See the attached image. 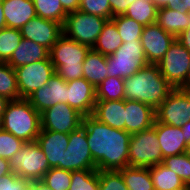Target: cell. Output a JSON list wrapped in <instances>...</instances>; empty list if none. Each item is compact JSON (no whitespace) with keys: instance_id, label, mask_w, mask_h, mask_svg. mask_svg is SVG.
Returning a JSON list of instances; mask_svg holds the SVG:
<instances>
[{"instance_id":"ac0fdd59","label":"cell","mask_w":190,"mask_h":190,"mask_svg":"<svg viewBox=\"0 0 190 190\" xmlns=\"http://www.w3.org/2000/svg\"><path fill=\"white\" fill-rule=\"evenodd\" d=\"M36 142L46 155L50 168L63 169V155L69 144V134L41 130Z\"/></svg>"},{"instance_id":"74e56055","label":"cell","mask_w":190,"mask_h":190,"mask_svg":"<svg viewBox=\"0 0 190 190\" xmlns=\"http://www.w3.org/2000/svg\"><path fill=\"white\" fill-rule=\"evenodd\" d=\"M24 141L16 138L11 133L3 130L0 127V157L4 159L12 158L17 152L20 151L24 145Z\"/></svg>"},{"instance_id":"e0dca14e","label":"cell","mask_w":190,"mask_h":190,"mask_svg":"<svg viewBox=\"0 0 190 190\" xmlns=\"http://www.w3.org/2000/svg\"><path fill=\"white\" fill-rule=\"evenodd\" d=\"M96 88L84 77L67 82V104L83 116L93 114Z\"/></svg>"},{"instance_id":"f6af8a7d","label":"cell","mask_w":190,"mask_h":190,"mask_svg":"<svg viewBox=\"0 0 190 190\" xmlns=\"http://www.w3.org/2000/svg\"><path fill=\"white\" fill-rule=\"evenodd\" d=\"M185 48L190 51V12L189 27L176 38Z\"/></svg>"},{"instance_id":"7c38bea8","label":"cell","mask_w":190,"mask_h":190,"mask_svg":"<svg viewBox=\"0 0 190 190\" xmlns=\"http://www.w3.org/2000/svg\"><path fill=\"white\" fill-rule=\"evenodd\" d=\"M63 169L97 170L88 146L86 131L82 125L69 133V144L63 155Z\"/></svg>"},{"instance_id":"ab89813d","label":"cell","mask_w":190,"mask_h":190,"mask_svg":"<svg viewBox=\"0 0 190 190\" xmlns=\"http://www.w3.org/2000/svg\"><path fill=\"white\" fill-rule=\"evenodd\" d=\"M99 190H128L118 170L98 171Z\"/></svg>"},{"instance_id":"c3c4849f","label":"cell","mask_w":190,"mask_h":190,"mask_svg":"<svg viewBox=\"0 0 190 190\" xmlns=\"http://www.w3.org/2000/svg\"><path fill=\"white\" fill-rule=\"evenodd\" d=\"M9 102H10L9 99L5 98L4 96H2L0 94V121H1V119L3 117V113L6 110V107H7Z\"/></svg>"},{"instance_id":"7dc6e473","label":"cell","mask_w":190,"mask_h":190,"mask_svg":"<svg viewBox=\"0 0 190 190\" xmlns=\"http://www.w3.org/2000/svg\"><path fill=\"white\" fill-rule=\"evenodd\" d=\"M28 190H51L41 180L30 181Z\"/></svg>"},{"instance_id":"3957f363","label":"cell","mask_w":190,"mask_h":190,"mask_svg":"<svg viewBox=\"0 0 190 190\" xmlns=\"http://www.w3.org/2000/svg\"><path fill=\"white\" fill-rule=\"evenodd\" d=\"M0 127L24 142H33L41 132V114L27 99L10 101Z\"/></svg>"},{"instance_id":"9a60e30c","label":"cell","mask_w":190,"mask_h":190,"mask_svg":"<svg viewBox=\"0 0 190 190\" xmlns=\"http://www.w3.org/2000/svg\"><path fill=\"white\" fill-rule=\"evenodd\" d=\"M22 38L43 45L48 50L63 34V25L36 16L29 20L21 29Z\"/></svg>"},{"instance_id":"db71d44e","label":"cell","mask_w":190,"mask_h":190,"mask_svg":"<svg viewBox=\"0 0 190 190\" xmlns=\"http://www.w3.org/2000/svg\"><path fill=\"white\" fill-rule=\"evenodd\" d=\"M187 152L190 153V142L188 143V146H187Z\"/></svg>"},{"instance_id":"4316f807","label":"cell","mask_w":190,"mask_h":190,"mask_svg":"<svg viewBox=\"0 0 190 190\" xmlns=\"http://www.w3.org/2000/svg\"><path fill=\"white\" fill-rule=\"evenodd\" d=\"M122 43L115 23L112 20H107L92 49L104 56H109L112 55Z\"/></svg>"},{"instance_id":"ffe728a7","label":"cell","mask_w":190,"mask_h":190,"mask_svg":"<svg viewBox=\"0 0 190 190\" xmlns=\"http://www.w3.org/2000/svg\"><path fill=\"white\" fill-rule=\"evenodd\" d=\"M153 127L156 130L163 158L180 155L187 152L188 143L184 138L181 127H174L155 119Z\"/></svg>"},{"instance_id":"1f68e13d","label":"cell","mask_w":190,"mask_h":190,"mask_svg":"<svg viewBox=\"0 0 190 190\" xmlns=\"http://www.w3.org/2000/svg\"><path fill=\"white\" fill-rule=\"evenodd\" d=\"M0 94L10 101L20 99L15 69L2 62H0Z\"/></svg>"},{"instance_id":"60d3db41","label":"cell","mask_w":190,"mask_h":190,"mask_svg":"<svg viewBox=\"0 0 190 190\" xmlns=\"http://www.w3.org/2000/svg\"><path fill=\"white\" fill-rule=\"evenodd\" d=\"M29 183L12 172L0 180V190H28Z\"/></svg>"},{"instance_id":"f907efd6","label":"cell","mask_w":190,"mask_h":190,"mask_svg":"<svg viewBox=\"0 0 190 190\" xmlns=\"http://www.w3.org/2000/svg\"><path fill=\"white\" fill-rule=\"evenodd\" d=\"M6 27L5 17H4V10L2 6V1L0 0V29Z\"/></svg>"},{"instance_id":"30bf717a","label":"cell","mask_w":190,"mask_h":190,"mask_svg":"<svg viewBox=\"0 0 190 190\" xmlns=\"http://www.w3.org/2000/svg\"><path fill=\"white\" fill-rule=\"evenodd\" d=\"M156 120L174 127L190 121V89L173 88L155 110Z\"/></svg>"},{"instance_id":"f546056e","label":"cell","mask_w":190,"mask_h":190,"mask_svg":"<svg viewBox=\"0 0 190 190\" xmlns=\"http://www.w3.org/2000/svg\"><path fill=\"white\" fill-rule=\"evenodd\" d=\"M125 99L124 79L107 77L96 87V101H116Z\"/></svg>"},{"instance_id":"7a4b0ae2","label":"cell","mask_w":190,"mask_h":190,"mask_svg":"<svg viewBox=\"0 0 190 190\" xmlns=\"http://www.w3.org/2000/svg\"><path fill=\"white\" fill-rule=\"evenodd\" d=\"M173 87L159 71L157 64H147L124 79L125 99L143 102L156 110Z\"/></svg>"},{"instance_id":"5bb4252c","label":"cell","mask_w":190,"mask_h":190,"mask_svg":"<svg viewBox=\"0 0 190 190\" xmlns=\"http://www.w3.org/2000/svg\"><path fill=\"white\" fill-rule=\"evenodd\" d=\"M175 39L157 23L144 26L140 41L148 63L158 64Z\"/></svg>"},{"instance_id":"4dcf8cb0","label":"cell","mask_w":190,"mask_h":190,"mask_svg":"<svg viewBox=\"0 0 190 190\" xmlns=\"http://www.w3.org/2000/svg\"><path fill=\"white\" fill-rule=\"evenodd\" d=\"M33 4L37 16L64 25L68 14L63 9L60 0H33Z\"/></svg>"},{"instance_id":"8fae6325","label":"cell","mask_w":190,"mask_h":190,"mask_svg":"<svg viewBox=\"0 0 190 190\" xmlns=\"http://www.w3.org/2000/svg\"><path fill=\"white\" fill-rule=\"evenodd\" d=\"M20 99H27L37 89L45 86L56 73L50 57L45 60L15 68Z\"/></svg>"},{"instance_id":"ee69618b","label":"cell","mask_w":190,"mask_h":190,"mask_svg":"<svg viewBox=\"0 0 190 190\" xmlns=\"http://www.w3.org/2000/svg\"><path fill=\"white\" fill-rule=\"evenodd\" d=\"M61 5L67 14L75 12L79 8V0H60Z\"/></svg>"},{"instance_id":"ba28073f","label":"cell","mask_w":190,"mask_h":190,"mask_svg":"<svg viewBox=\"0 0 190 190\" xmlns=\"http://www.w3.org/2000/svg\"><path fill=\"white\" fill-rule=\"evenodd\" d=\"M189 65L190 51L177 39L157 64L160 73L173 88L185 89H187Z\"/></svg>"},{"instance_id":"bcb514c9","label":"cell","mask_w":190,"mask_h":190,"mask_svg":"<svg viewBox=\"0 0 190 190\" xmlns=\"http://www.w3.org/2000/svg\"><path fill=\"white\" fill-rule=\"evenodd\" d=\"M10 173L12 171L9 166V160L0 157V180Z\"/></svg>"},{"instance_id":"5b68a950","label":"cell","mask_w":190,"mask_h":190,"mask_svg":"<svg viewBox=\"0 0 190 190\" xmlns=\"http://www.w3.org/2000/svg\"><path fill=\"white\" fill-rule=\"evenodd\" d=\"M14 174L27 181L42 180L50 166L46 155L36 141L25 142L20 151L9 159Z\"/></svg>"},{"instance_id":"b9f144b4","label":"cell","mask_w":190,"mask_h":190,"mask_svg":"<svg viewBox=\"0 0 190 190\" xmlns=\"http://www.w3.org/2000/svg\"><path fill=\"white\" fill-rule=\"evenodd\" d=\"M135 0H109L111 6L112 18L118 15H124L130 4Z\"/></svg>"},{"instance_id":"f35d334b","label":"cell","mask_w":190,"mask_h":190,"mask_svg":"<svg viewBox=\"0 0 190 190\" xmlns=\"http://www.w3.org/2000/svg\"><path fill=\"white\" fill-rule=\"evenodd\" d=\"M78 10L91 15H97L107 20L112 19L109 0H81Z\"/></svg>"},{"instance_id":"83f0119b","label":"cell","mask_w":190,"mask_h":190,"mask_svg":"<svg viewBox=\"0 0 190 190\" xmlns=\"http://www.w3.org/2000/svg\"><path fill=\"white\" fill-rule=\"evenodd\" d=\"M118 171L128 190H154L149 168L127 166Z\"/></svg>"},{"instance_id":"cb8c5ba5","label":"cell","mask_w":190,"mask_h":190,"mask_svg":"<svg viewBox=\"0 0 190 190\" xmlns=\"http://www.w3.org/2000/svg\"><path fill=\"white\" fill-rule=\"evenodd\" d=\"M106 64L107 56L91 48L83 62V77L96 88L108 77Z\"/></svg>"},{"instance_id":"6da1fadb","label":"cell","mask_w":190,"mask_h":190,"mask_svg":"<svg viewBox=\"0 0 190 190\" xmlns=\"http://www.w3.org/2000/svg\"><path fill=\"white\" fill-rule=\"evenodd\" d=\"M82 126L98 171L120 170L129 166L130 133L112 128L93 115L83 116Z\"/></svg>"},{"instance_id":"484cf974","label":"cell","mask_w":190,"mask_h":190,"mask_svg":"<svg viewBox=\"0 0 190 190\" xmlns=\"http://www.w3.org/2000/svg\"><path fill=\"white\" fill-rule=\"evenodd\" d=\"M154 190H185L187 187L174 172L162 163L149 167Z\"/></svg>"},{"instance_id":"2e32d148","label":"cell","mask_w":190,"mask_h":190,"mask_svg":"<svg viewBox=\"0 0 190 190\" xmlns=\"http://www.w3.org/2000/svg\"><path fill=\"white\" fill-rule=\"evenodd\" d=\"M27 100L40 114L57 103H67V82L55 73L44 87L37 89Z\"/></svg>"},{"instance_id":"e575fe53","label":"cell","mask_w":190,"mask_h":190,"mask_svg":"<svg viewBox=\"0 0 190 190\" xmlns=\"http://www.w3.org/2000/svg\"><path fill=\"white\" fill-rule=\"evenodd\" d=\"M162 164L169 170L174 171L186 187H190V153L172 155L163 158Z\"/></svg>"},{"instance_id":"8992f818","label":"cell","mask_w":190,"mask_h":190,"mask_svg":"<svg viewBox=\"0 0 190 190\" xmlns=\"http://www.w3.org/2000/svg\"><path fill=\"white\" fill-rule=\"evenodd\" d=\"M148 63L141 41L124 42L107 56L108 77L129 78Z\"/></svg>"},{"instance_id":"816d5d0a","label":"cell","mask_w":190,"mask_h":190,"mask_svg":"<svg viewBox=\"0 0 190 190\" xmlns=\"http://www.w3.org/2000/svg\"><path fill=\"white\" fill-rule=\"evenodd\" d=\"M184 6V11L190 12V0H182Z\"/></svg>"},{"instance_id":"277c9868","label":"cell","mask_w":190,"mask_h":190,"mask_svg":"<svg viewBox=\"0 0 190 190\" xmlns=\"http://www.w3.org/2000/svg\"><path fill=\"white\" fill-rule=\"evenodd\" d=\"M90 49L63 33L49 50L55 72L66 82L82 78L83 62Z\"/></svg>"},{"instance_id":"f1b7e54d","label":"cell","mask_w":190,"mask_h":190,"mask_svg":"<svg viewBox=\"0 0 190 190\" xmlns=\"http://www.w3.org/2000/svg\"><path fill=\"white\" fill-rule=\"evenodd\" d=\"M157 11V7L151 0H135L124 15L143 26H147L156 23Z\"/></svg>"},{"instance_id":"836d02e7","label":"cell","mask_w":190,"mask_h":190,"mask_svg":"<svg viewBox=\"0 0 190 190\" xmlns=\"http://www.w3.org/2000/svg\"><path fill=\"white\" fill-rule=\"evenodd\" d=\"M22 40V34L19 29L2 28L0 29V62L7 63L15 49Z\"/></svg>"},{"instance_id":"7402d4cb","label":"cell","mask_w":190,"mask_h":190,"mask_svg":"<svg viewBox=\"0 0 190 190\" xmlns=\"http://www.w3.org/2000/svg\"><path fill=\"white\" fill-rule=\"evenodd\" d=\"M92 115L112 128L125 130V99L96 101Z\"/></svg>"},{"instance_id":"8d00e7d4","label":"cell","mask_w":190,"mask_h":190,"mask_svg":"<svg viewBox=\"0 0 190 190\" xmlns=\"http://www.w3.org/2000/svg\"><path fill=\"white\" fill-rule=\"evenodd\" d=\"M72 171L50 168L42 178V182L51 190H69Z\"/></svg>"},{"instance_id":"603a6c76","label":"cell","mask_w":190,"mask_h":190,"mask_svg":"<svg viewBox=\"0 0 190 190\" xmlns=\"http://www.w3.org/2000/svg\"><path fill=\"white\" fill-rule=\"evenodd\" d=\"M49 57V50L34 41L22 38L19 46L7 62L13 69L22 65L45 60Z\"/></svg>"},{"instance_id":"7bdbcfd3","label":"cell","mask_w":190,"mask_h":190,"mask_svg":"<svg viewBox=\"0 0 190 190\" xmlns=\"http://www.w3.org/2000/svg\"><path fill=\"white\" fill-rule=\"evenodd\" d=\"M157 9L168 8L178 12L184 11V4L182 0H151Z\"/></svg>"},{"instance_id":"681fc988","label":"cell","mask_w":190,"mask_h":190,"mask_svg":"<svg viewBox=\"0 0 190 190\" xmlns=\"http://www.w3.org/2000/svg\"><path fill=\"white\" fill-rule=\"evenodd\" d=\"M182 132L184 134V138L186 139V142H190V121L187 122L185 125L181 126Z\"/></svg>"},{"instance_id":"d590c367","label":"cell","mask_w":190,"mask_h":190,"mask_svg":"<svg viewBox=\"0 0 190 190\" xmlns=\"http://www.w3.org/2000/svg\"><path fill=\"white\" fill-rule=\"evenodd\" d=\"M69 190H99L98 170L72 171Z\"/></svg>"},{"instance_id":"d4e9b609","label":"cell","mask_w":190,"mask_h":190,"mask_svg":"<svg viewBox=\"0 0 190 190\" xmlns=\"http://www.w3.org/2000/svg\"><path fill=\"white\" fill-rule=\"evenodd\" d=\"M156 23L176 38L189 27V12H178L168 8L157 11Z\"/></svg>"},{"instance_id":"d6986e66","label":"cell","mask_w":190,"mask_h":190,"mask_svg":"<svg viewBox=\"0 0 190 190\" xmlns=\"http://www.w3.org/2000/svg\"><path fill=\"white\" fill-rule=\"evenodd\" d=\"M155 110L143 102L125 99V131L133 134L153 126Z\"/></svg>"},{"instance_id":"d6a6232c","label":"cell","mask_w":190,"mask_h":190,"mask_svg":"<svg viewBox=\"0 0 190 190\" xmlns=\"http://www.w3.org/2000/svg\"><path fill=\"white\" fill-rule=\"evenodd\" d=\"M118 30L122 42L140 41L144 26L125 15H118L111 19Z\"/></svg>"},{"instance_id":"f5cc1de1","label":"cell","mask_w":190,"mask_h":190,"mask_svg":"<svg viewBox=\"0 0 190 190\" xmlns=\"http://www.w3.org/2000/svg\"><path fill=\"white\" fill-rule=\"evenodd\" d=\"M187 89H190V65H189V74H188V81H187Z\"/></svg>"},{"instance_id":"44dd1931","label":"cell","mask_w":190,"mask_h":190,"mask_svg":"<svg viewBox=\"0 0 190 190\" xmlns=\"http://www.w3.org/2000/svg\"><path fill=\"white\" fill-rule=\"evenodd\" d=\"M6 27L21 29L29 20L36 17L33 0H1Z\"/></svg>"},{"instance_id":"52a82bcc","label":"cell","mask_w":190,"mask_h":190,"mask_svg":"<svg viewBox=\"0 0 190 190\" xmlns=\"http://www.w3.org/2000/svg\"><path fill=\"white\" fill-rule=\"evenodd\" d=\"M156 130L152 126L141 132L131 134L129 143V166L149 168L162 163Z\"/></svg>"},{"instance_id":"9c48e42d","label":"cell","mask_w":190,"mask_h":190,"mask_svg":"<svg viewBox=\"0 0 190 190\" xmlns=\"http://www.w3.org/2000/svg\"><path fill=\"white\" fill-rule=\"evenodd\" d=\"M107 19L80 10L69 13L63 25V33L72 40L93 48Z\"/></svg>"},{"instance_id":"4fadbf2b","label":"cell","mask_w":190,"mask_h":190,"mask_svg":"<svg viewBox=\"0 0 190 190\" xmlns=\"http://www.w3.org/2000/svg\"><path fill=\"white\" fill-rule=\"evenodd\" d=\"M82 122L83 115L67 103H57L41 113V130L69 134Z\"/></svg>"}]
</instances>
